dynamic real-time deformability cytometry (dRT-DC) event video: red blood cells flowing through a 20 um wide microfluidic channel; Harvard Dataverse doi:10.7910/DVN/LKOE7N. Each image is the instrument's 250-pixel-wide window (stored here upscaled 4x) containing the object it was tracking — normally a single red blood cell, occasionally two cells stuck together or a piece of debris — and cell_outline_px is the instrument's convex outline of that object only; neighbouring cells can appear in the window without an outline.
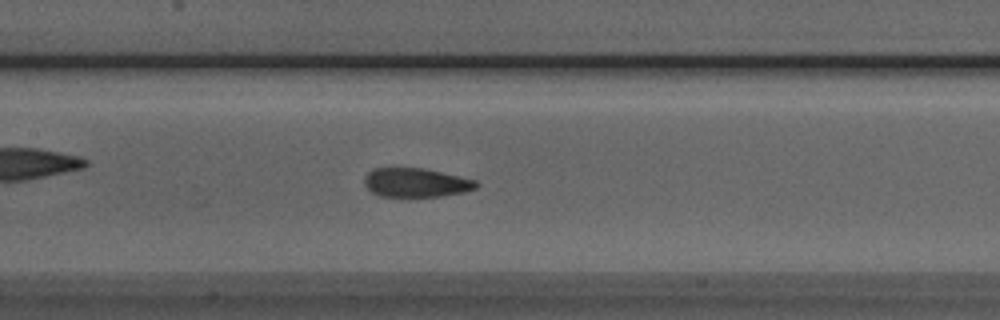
{"species": "Egyptian fruit bat (a non-hibernating species)", "species_latin": "Rousettus aegyptiacus", "temperature_condition": "room temperature", "stored_images_in_passage": 36, "camera_frame_rate_fps": 3000, "um_per_image_px": 0.085, "animal": {"sex": "male"}, "frame": {"image": 1, "passage_image": 23, "time_ms": 7.333, "image_size_px": [1000, 320], "cell_outline_px": [[480, 184], [476, 188], [464, 192], [440, 196], [380, 196], [372, 192], [364, 184], [364, 176], [372, 168], [424, 168], [476, 180]], "centroid_in_image_um": [35.35, 15.51], "position_along_channel_um": 172.0, "area_um2": 18.84}}